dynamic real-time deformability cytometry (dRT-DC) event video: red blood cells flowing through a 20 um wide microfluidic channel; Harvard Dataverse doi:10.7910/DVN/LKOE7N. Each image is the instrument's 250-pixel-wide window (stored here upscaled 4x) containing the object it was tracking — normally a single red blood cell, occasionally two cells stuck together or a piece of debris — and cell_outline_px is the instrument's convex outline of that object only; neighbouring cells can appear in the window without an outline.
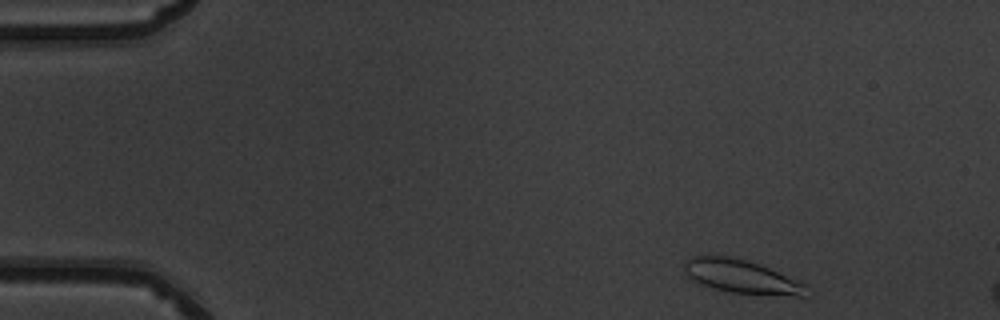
{"species": "common noctule bat (a hibernating species)", "species_latin": "Nyctalus noctula", "temperature_condition": "warm", "stored_images_in_passage": 8, "camera_frame_rate_fps": 3000, "um_per_image_px": 0.085, "animal": {"sex": "male", "body_mass_g": 19.5, "forearm_length_mm": 54.6}, "frame": {"image": 1, "passage_image": 2, "time_ms": 0.333, "image_size_px": [1000, 320], "cell_outline_px": [[812, 288], [804, 296], [800, 296], [732, 292], [700, 284], [688, 276], [684, 272], [684, 264], [688, 256], [732, 256], [748, 260], [768, 268], [804, 284]], "centroid_in_image_um": [63.0, 23.49], "position_along_channel_um": 22.0, "area_um2": 23.47}}